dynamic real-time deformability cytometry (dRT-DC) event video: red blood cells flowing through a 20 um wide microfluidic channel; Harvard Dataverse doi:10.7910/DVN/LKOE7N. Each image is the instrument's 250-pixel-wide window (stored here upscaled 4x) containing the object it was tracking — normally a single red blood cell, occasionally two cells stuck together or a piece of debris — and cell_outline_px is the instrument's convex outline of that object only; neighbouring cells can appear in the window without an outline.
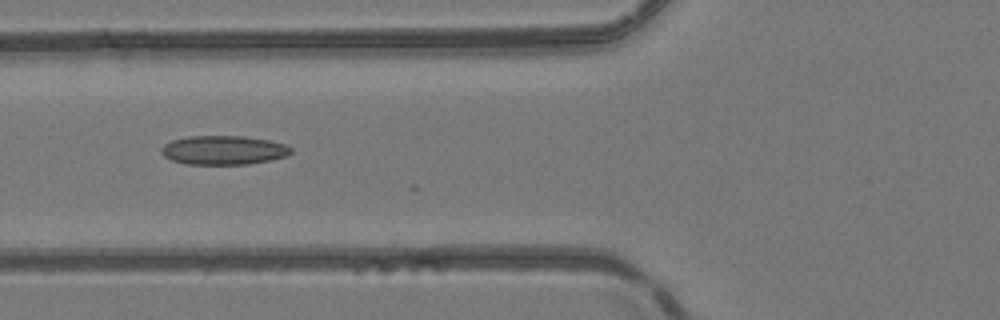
{"species": "common noctule bat (a hibernating species)", "species_latin": "Nyctalus noctula", "temperature_condition": "room temperature", "stored_images_in_passage": 12, "camera_frame_rate_fps": 3000, "um_per_image_px": 0.085, "animal": {"sex": "female", "body_mass_g": 24.6, "forearm_length_mm": 56.2}, "frame": {"image": 1, "passage_image": 8, "time_ms": 2.333, "image_size_px": [1000, 320], "cell_outline_px": [[292, 152], [288, 156], [272, 160], [248, 164], [188, 164], [172, 160], [164, 156], [160, 152], [160, 148], [164, 144], [172, 140], [188, 136], [244, 136], [268, 140], [284, 144], [292, 148]], "centroid_in_image_um": [19.01, 12.76], "position_along_channel_um": 106.8, "area_um2": 22.02}}
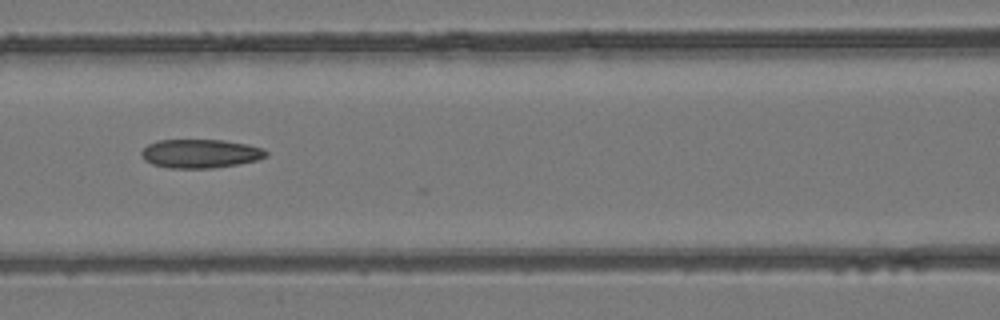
{"frame": {"image": 2, "passage_image": 11, "time_ms": 3.333, "image_size_px": [1000, 320], "cell_outline_px": [[268, 156], [256, 160], [240, 164], [212, 168], [168, 168], [152, 164], [144, 160], [140, 156], [140, 152], [148, 144], [160, 140], [224, 140], [248, 144], [264, 148], [268, 152]], "centroid_in_image_um": [17.04, 13.06], "position_along_channel_um": 149.6, "area_um2": 21.1}}